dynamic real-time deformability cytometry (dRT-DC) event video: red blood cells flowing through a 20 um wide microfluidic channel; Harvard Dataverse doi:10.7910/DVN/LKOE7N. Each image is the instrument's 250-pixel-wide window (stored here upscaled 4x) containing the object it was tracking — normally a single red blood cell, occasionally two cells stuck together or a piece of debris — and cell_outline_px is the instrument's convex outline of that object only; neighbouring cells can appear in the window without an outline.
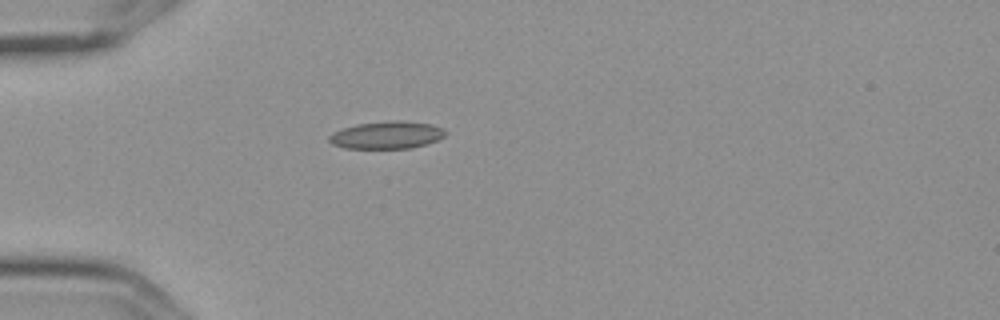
{"species": "Egyptian fruit bat (a non-hibernating species)", "species_latin": "Rousettus aegyptiacus", "temperature_condition": "cold", "stored_images_in_passage": 1, "camera_frame_rate_fps": 3000, "um_per_image_px": 0.085, "frame": {"image": 1, "passage_image": 1, "time_ms": 0.0, "image_size_px": [1000, 320], "cell_outline_px": [[448, 132], [444, 136], [436, 140], [412, 148], [344, 148], [332, 144], [328, 140], [328, 136], [332, 132], [356, 124], [392, 120], [404, 120], [432, 124], [444, 128]], "centroid_in_image_um": [32.88, 11.46], "position_along_channel_um": 52.1, "area_um2": 18.73}}